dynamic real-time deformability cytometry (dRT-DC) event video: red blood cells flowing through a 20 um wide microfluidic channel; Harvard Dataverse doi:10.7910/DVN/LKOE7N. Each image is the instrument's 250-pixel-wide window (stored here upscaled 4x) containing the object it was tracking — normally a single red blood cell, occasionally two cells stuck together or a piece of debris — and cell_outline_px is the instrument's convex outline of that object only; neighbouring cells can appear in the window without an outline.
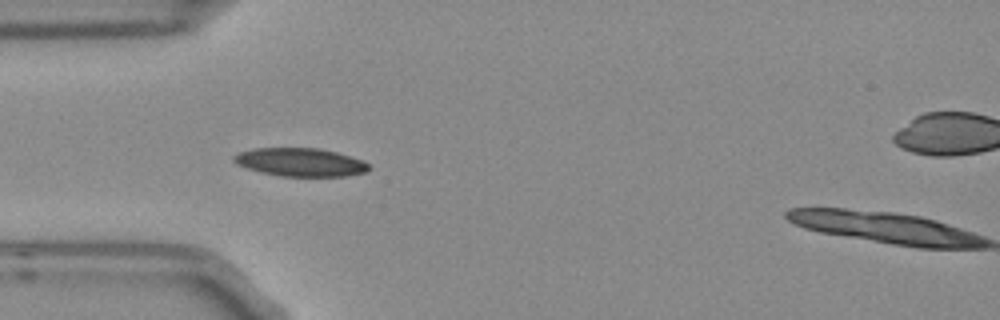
{"species": "Egyptian fruit bat (a non-hibernating species)", "species_latin": "Rousettus aegyptiacus", "temperature_condition": "room temperature", "stored_images_in_passage": 2, "camera_frame_rate_fps": 3000, "um_per_image_px": 0.085, "frame": {"image": 1, "passage_image": 1, "time_ms": 0.0, "image_size_px": [1000, 320], "cell_outline_px": [[372, 168], [368, 172], [344, 176], [280, 176], [260, 172], [236, 164], [232, 160], [232, 156], [240, 152], [252, 148], [320, 148], [336, 152], [360, 160], [368, 164]], "centroid_in_image_um": [25.51, 13.79], "position_along_channel_um": 59.5, "area_um2": 22.25}}